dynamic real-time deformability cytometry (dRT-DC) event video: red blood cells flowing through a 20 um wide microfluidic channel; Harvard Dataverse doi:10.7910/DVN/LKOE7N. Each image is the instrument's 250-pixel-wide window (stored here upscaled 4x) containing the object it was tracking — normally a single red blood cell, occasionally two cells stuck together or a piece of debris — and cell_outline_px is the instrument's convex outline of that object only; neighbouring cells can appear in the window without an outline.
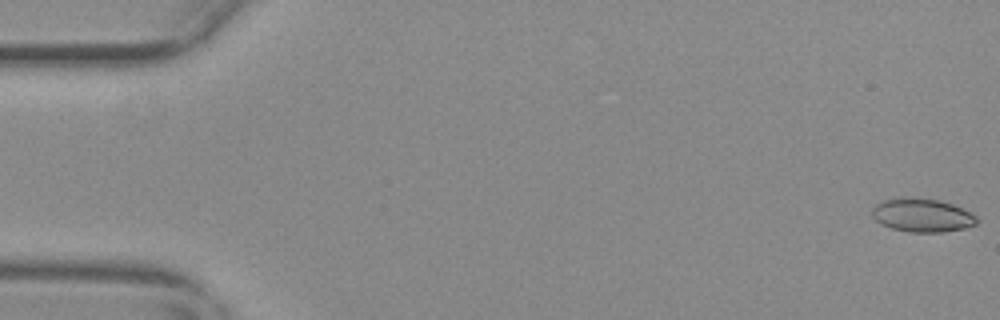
{"species": "common noctule bat (a hibernating species)", "species_latin": "Nyctalus noctula", "temperature_condition": "warm", "stored_images_in_passage": 56, "camera_frame_rate_fps": 3000, "um_per_image_px": 0.085, "animal": {"sex": "female", "body_mass_g": 29.2, "forearm_length_mm": 56.3}, "frame": {"image": 1, "passage_image": 1, "time_ms": 0.0, "image_size_px": [1000, 320], "cell_outline_px": [[976, 224], [964, 228], [944, 232], [908, 232], [892, 228], [876, 220], [872, 216], [872, 208], [876, 204], [884, 200], [940, 200], [952, 204], [976, 216]], "centroid_in_image_um": [78.4, 18.34], "position_along_channel_um": 6.6, "area_um2": 19.48}}
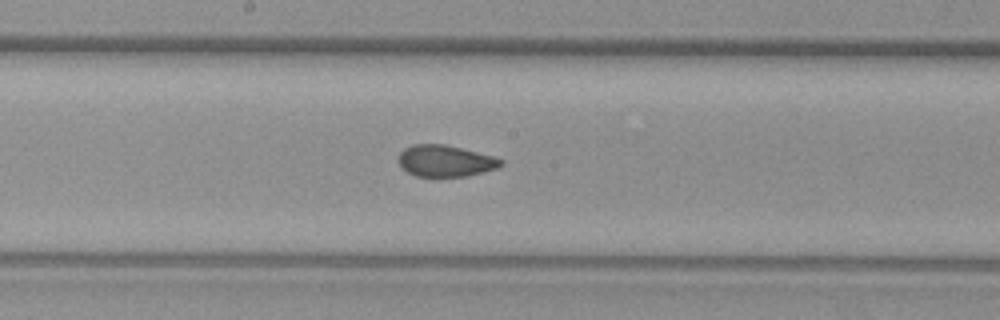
{"frame": {"image": 2, "passage_image": 30, "time_ms": 9.667, "image_size_px": [1000, 320], "cell_outline_px": [[504, 164], [496, 168], [468, 176], [436, 180], [416, 176], [400, 168], [396, 160], [400, 152], [404, 148], [412, 144], [444, 144], [496, 156], [504, 160]], "centroid_in_image_um": [37.82, 13.72], "position_along_channel_um": 210.4, "area_um2": 19.83}}
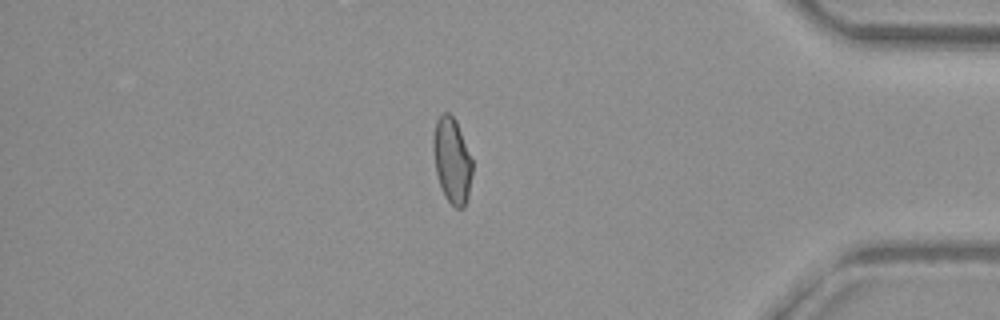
{"frame": {"image": 3, "passage_image": 48, "time_ms": 15.667, "image_size_px": [1000, 320], "cell_outline_px": [[472, 172], [468, 196], [464, 208], [456, 208], [444, 196], [436, 172], [432, 148], [432, 136], [436, 120], [444, 112], [448, 112], [456, 120], [472, 160]], "centroid_in_image_um": [38.4, 13.62], "position_along_channel_um": 396.8, "area_um2": 19.42}, "authors_computed_cell_mechanics": {"area_um2": 19.7676, "velocity_mm_per_s": 3.7082, "shape_relaxation_time_tau1_ms": null, "shape_relaxation_time_tau2_ms": 1.1752, "deformation_change_tau1": null, "deformation_change_tau2": 0.0582}}